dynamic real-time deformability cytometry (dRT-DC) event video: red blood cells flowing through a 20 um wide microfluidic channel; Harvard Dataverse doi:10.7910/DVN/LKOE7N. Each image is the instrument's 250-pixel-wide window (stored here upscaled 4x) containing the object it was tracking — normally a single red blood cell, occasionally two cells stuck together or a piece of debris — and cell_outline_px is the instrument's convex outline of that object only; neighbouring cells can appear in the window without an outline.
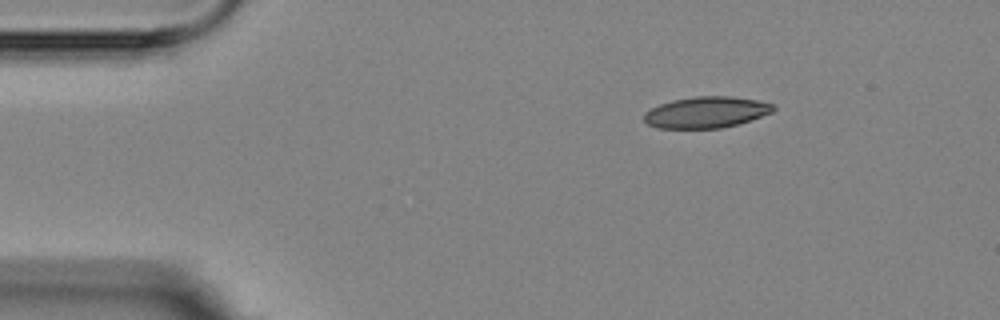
{"species": "Egyptian fruit bat (a non-hibernating species)", "species_latin": "Rousettus aegyptiacus", "temperature_condition": "room temperature", "stored_images_in_passage": 3, "camera_frame_rate_fps": 3000, "um_per_image_px": 0.085, "animal": {"sex": "female"}, "frame": {"image": 1, "passage_image": 1, "time_ms": 0.0, "image_size_px": [1000, 320], "cell_outline_px": [[776, 108], [772, 112], [740, 124], [720, 128], [656, 128], [648, 124], [644, 120], [644, 112], [660, 104], [672, 100], [696, 96], [732, 96], [756, 100], [776, 104]], "centroid_in_image_um": [60.05, 9.54], "position_along_channel_um": 24.9, "area_um2": 23.64}}